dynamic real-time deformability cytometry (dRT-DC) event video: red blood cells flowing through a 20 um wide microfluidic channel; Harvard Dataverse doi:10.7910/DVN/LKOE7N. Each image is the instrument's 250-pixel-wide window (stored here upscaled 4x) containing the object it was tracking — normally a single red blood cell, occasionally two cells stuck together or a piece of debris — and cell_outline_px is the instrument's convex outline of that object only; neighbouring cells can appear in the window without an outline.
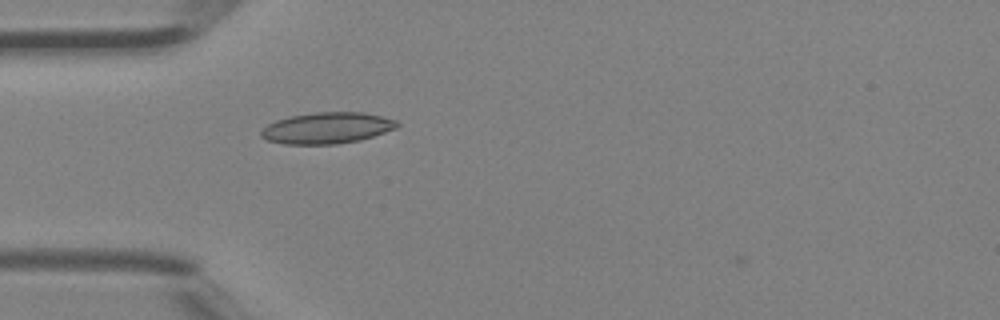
{"species": "Egyptian fruit bat (a non-hibernating species)", "species_latin": "Rousettus aegyptiacus", "temperature_condition": "room temperature", "stored_images_in_passage": 4, "camera_frame_rate_fps": 3000, "um_per_image_px": 0.085, "animal": {"sex": "female"}, "frame": {"image": 1, "passage_image": 3, "time_ms": 0.667, "image_size_px": [1000, 320], "cell_outline_px": [[400, 124], [396, 128], [360, 140], [336, 144], [284, 144], [268, 140], [260, 136], [260, 132], [268, 124], [276, 120], [288, 116], [316, 112], [364, 112], [396, 120]], "centroid_in_image_um": [27.78, 10.87], "position_along_channel_um": 57.2, "area_um2": 24.68}}